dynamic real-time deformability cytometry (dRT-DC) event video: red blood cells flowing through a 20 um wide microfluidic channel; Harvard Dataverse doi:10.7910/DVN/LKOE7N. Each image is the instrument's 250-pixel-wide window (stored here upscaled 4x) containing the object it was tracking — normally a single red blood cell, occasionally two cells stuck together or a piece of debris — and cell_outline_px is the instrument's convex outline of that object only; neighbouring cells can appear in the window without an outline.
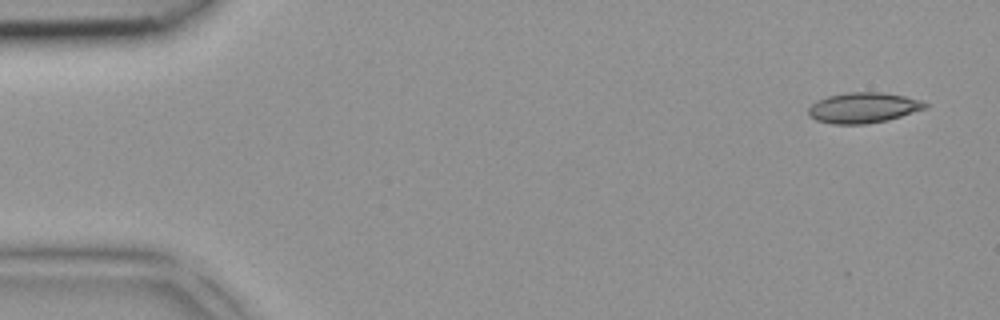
{"species": "common noctule bat (a hibernating species)", "species_latin": "Nyctalus noctula", "temperature_condition": "room temperature", "stored_images_in_passage": 5, "camera_frame_rate_fps": 3000, "um_per_image_px": 0.085, "animal": {"sex": "female", "body_mass_g": 18.4}, "frame": {"image": 1, "passage_image": 1, "time_ms": 0.0, "image_size_px": [1000, 320], "cell_outline_px": [[928, 108], [888, 120], [864, 124], [832, 124], [816, 120], [808, 116], [808, 108], [816, 100], [828, 96], [848, 92], [884, 92], [904, 96], [920, 100], [928, 104]], "centroid_in_image_um": [73.37, 9.16], "position_along_channel_um": 11.6, "area_um2": 20.87}}
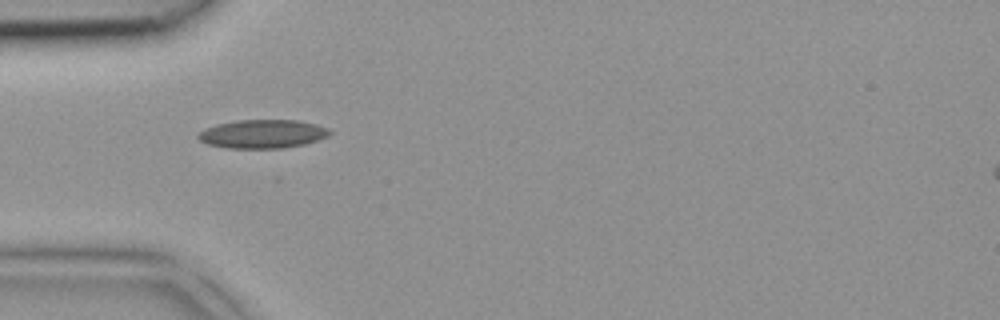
{"frame": {"image": 2, "passage_image": 4, "time_ms": 1.0, "image_size_px": [1000, 320], "cell_outline_px": [[332, 132], [328, 136], [304, 144], [284, 148], [228, 148], [208, 144], [200, 140], [196, 136], [204, 128], [216, 124], [236, 120], [296, 120], [316, 124], [328, 128]], "centroid_in_image_um": [22.31, 11.38], "position_along_channel_um": 62.7, "area_um2": 21.91}}